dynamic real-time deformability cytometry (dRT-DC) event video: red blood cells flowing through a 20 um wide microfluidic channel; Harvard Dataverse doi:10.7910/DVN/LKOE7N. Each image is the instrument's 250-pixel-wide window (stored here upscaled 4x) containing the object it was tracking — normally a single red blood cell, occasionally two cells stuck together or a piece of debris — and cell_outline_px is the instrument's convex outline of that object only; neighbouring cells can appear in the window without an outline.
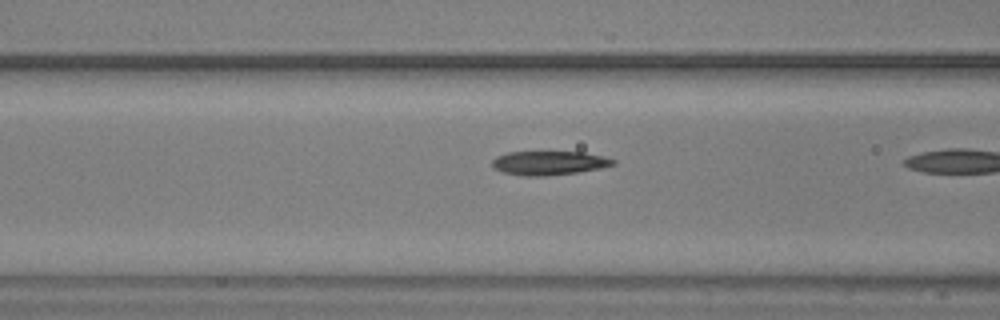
{"species": "common noctule bat (a hibernating species)", "species_latin": "Nyctalus noctula", "temperature_condition": "warm", "stored_images_in_passage": 11, "camera_frame_rate_fps": 3000, "um_per_image_px": 0.085, "animal": {"sex": "male", "body_mass_g": 20.5, "forearm_length_mm": 52.5}, "frame": {"image": 1, "passage_image": 10, "time_ms": 3.0, "image_size_px": [1000, 320], "cell_outline_px": [[616, 164], [600, 168], [580, 172], [544, 176], [520, 176], [500, 172], [492, 168], [492, 160], [496, 156], [508, 152], [584, 152], [604, 156], [616, 160]], "centroid_in_image_um": [46.64, 13.86], "position_along_channel_um": 120.0, "area_um2": 17.17}}